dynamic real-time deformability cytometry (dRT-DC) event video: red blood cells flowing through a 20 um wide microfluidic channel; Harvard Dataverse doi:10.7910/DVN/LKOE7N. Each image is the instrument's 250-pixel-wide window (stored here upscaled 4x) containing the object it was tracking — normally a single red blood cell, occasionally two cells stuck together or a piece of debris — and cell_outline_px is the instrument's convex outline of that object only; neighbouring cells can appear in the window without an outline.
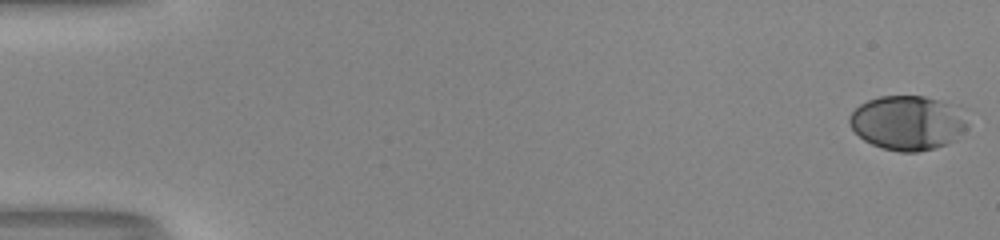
{"species": "human", "species_latin": "Homo sapiens", "temperature_condition": "room temperature", "stored_images_in_passage": 54, "camera_frame_rate_fps": 3000, "um_per_image_px": 0.085, "donor": {"sex": "male"}, "frame": {"image": 1, "passage_image": 1, "time_ms": 0.0, "image_size_px": [1000, 240], "cell_outline_px": [[964, 128], [956, 140], [932, 148], [916, 152], [900, 152], [884, 148], [872, 144], [864, 140], [848, 124], [848, 116], [860, 104], [868, 100], [880, 96], [924, 96], [948, 104], [964, 124]], "centroid_in_image_um": [77.0, 10.45], "position_along_channel_um": 8.0, "area_um2": 36.13}}
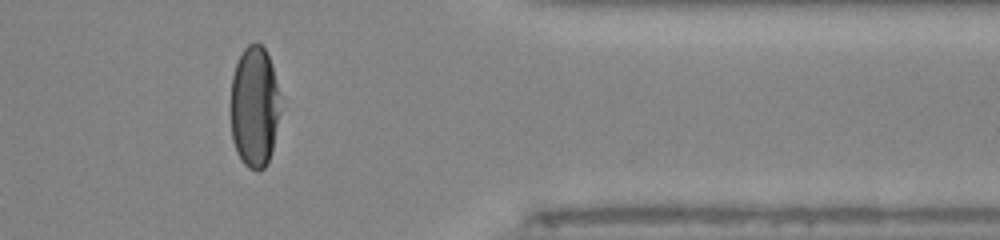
{"frame": {"image": 2, "passage_image": 45, "time_ms": 14.667, "image_size_px": [1000, 240], "cell_outline_px": [[280, 96], [272, 152], [264, 168], [256, 172], [248, 168], [244, 164], [236, 152], [232, 140], [232, 76], [236, 64], [244, 48], [248, 44], [256, 40], [264, 48], [272, 64]], "centroid_in_image_um": [21.62, 9.07], "position_along_channel_um": 389.8, "area_um2": 34.8}}
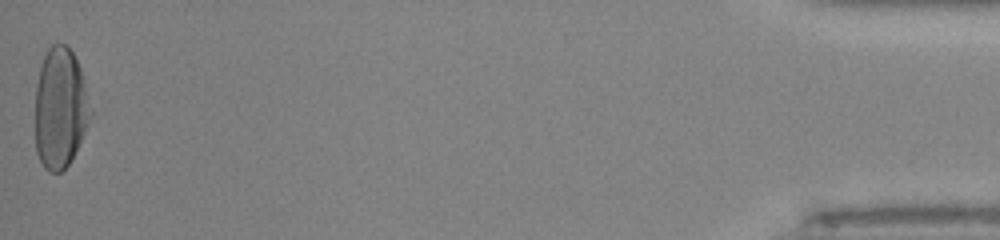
{"frame": {"image": 3, "passage_image": 54, "time_ms": 17.667, "image_size_px": [1000, 240], "cell_outline_px": [[92, 116], [72, 160], [60, 172], [48, 172], [44, 168], [36, 152], [36, 84], [40, 64], [48, 48], [52, 44], [64, 44], [72, 52], [84, 76], [92, 112]], "centroid_in_image_um": [5.13, 9.19], "position_along_channel_um": 430.1, "area_um2": 39.13}, "authors_computed_cell_mechanics": {"area_um2": 37.4544, "velocity_mm_per_s": 3.981, "shape_relaxation_time_tau1_ms": 3.884, "shape_relaxation_time_tau2_ms": null, "deformation_change_tau1": 0.1964, "deformation_change_tau2": null}}